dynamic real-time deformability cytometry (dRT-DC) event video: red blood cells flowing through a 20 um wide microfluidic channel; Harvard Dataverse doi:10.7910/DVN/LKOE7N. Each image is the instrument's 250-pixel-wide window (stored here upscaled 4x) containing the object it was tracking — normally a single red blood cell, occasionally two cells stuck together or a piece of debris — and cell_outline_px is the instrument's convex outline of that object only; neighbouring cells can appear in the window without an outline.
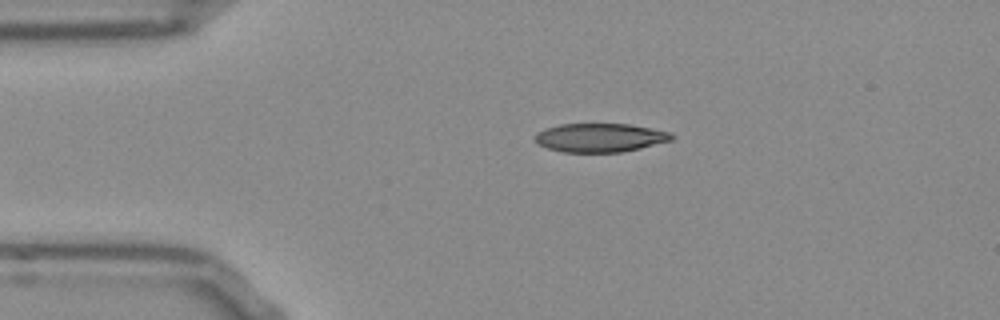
{"species": "Egyptian fruit bat (a non-hibernating species)", "species_latin": "Rousettus aegyptiacus", "temperature_condition": "room temperature", "stored_images_in_passage": 42, "camera_frame_rate_fps": 3000, "um_per_image_px": 0.085, "frame": {"image": 1, "passage_image": 1, "time_ms": 0.0, "image_size_px": [1000, 320], "cell_outline_px": [[676, 136], [672, 140], [640, 148], [620, 152], [564, 152], [548, 148], [536, 144], [532, 140], [532, 136], [536, 132], [544, 128], [560, 124], [628, 124], [672, 132]], "centroid_in_image_um": [50.95, 11.7], "position_along_channel_um": 34.1, "area_um2": 23.12}}
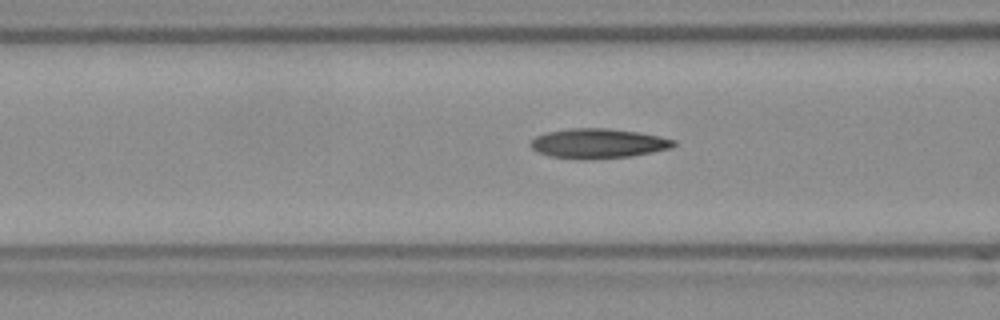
{"frame": {"image": 2, "passage_image": 10, "time_ms": 3.0, "image_size_px": [1000, 320], "cell_outline_px": [[676, 144], [668, 148], [652, 152], [628, 156], [552, 156], [540, 152], [532, 148], [532, 140], [536, 136], [544, 132], [568, 128], [608, 128], [640, 132], [676, 140]], "centroid_in_image_um": [50.88, 12.12], "position_along_channel_um": 115.7, "area_um2": 23.47}}
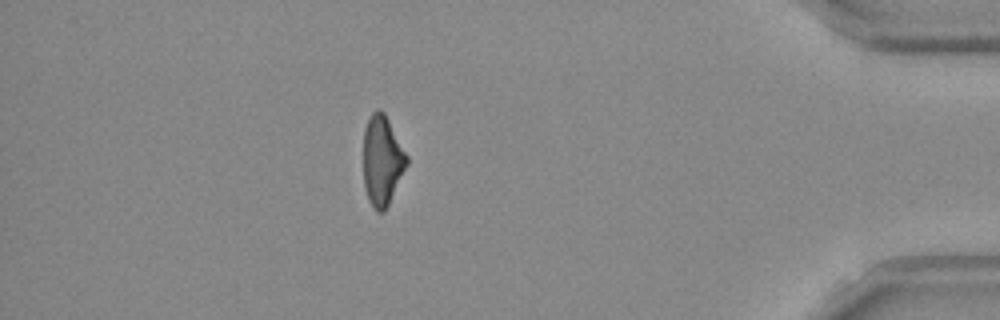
{"frame": {"image": 3, "passage_image": 36, "time_ms": 11.667, "image_size_px": [1000, 320], "cell_outline_px": [[408, 164], [384, 212], [376, 212], [368, 200], [364, 188], [364, 128], [372, 112], [376, 108], [380, 108], [384, 112], [408, 156]], "centroid_in_image_um": [32.48, 13.64], "position_along_channel_um": 402.7, "area_um2": 22.72}, "authors_computed_cell_mechanics": {"area_um2": 23.5824, "velocity_mm_per_s": 3.8683, "shape_relaxation_time_tau1_ms": null, "shape_relaxation_time_tau2_ms": 3.8458, "deformation_change_tau1": null, "deformation_change_tau2": 0.1371}}